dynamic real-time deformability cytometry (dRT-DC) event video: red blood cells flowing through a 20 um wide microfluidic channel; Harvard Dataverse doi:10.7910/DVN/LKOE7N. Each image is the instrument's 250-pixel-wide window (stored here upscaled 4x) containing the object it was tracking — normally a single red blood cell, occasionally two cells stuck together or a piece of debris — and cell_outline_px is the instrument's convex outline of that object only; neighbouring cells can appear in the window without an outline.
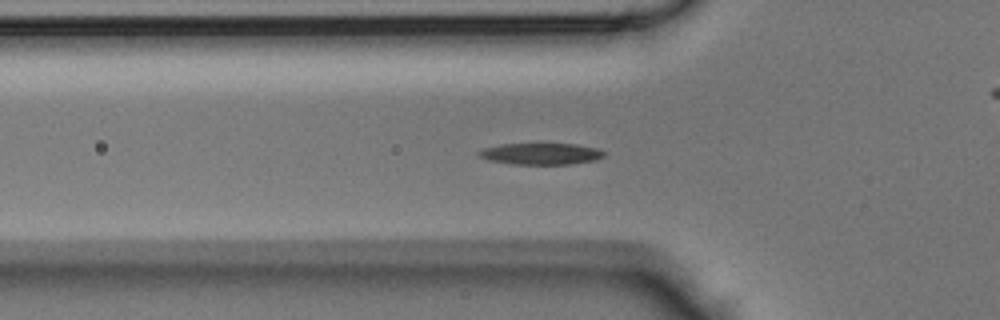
{"species": "Egyptian fruit bat (a non-hibernating species)", "species_latin": "Rousettus aegyptiacus", "temperature_condition": "room temperature", "stored_images_in_passage": 32, "camera_frame_rate_fps": 3000, "um_per_image_px": 0.085, "animal": {"sex": "male"}, "frame": {"image": 1, "passage_image": 2, "time_ms": 0.333, "image_size_px": [1000, 320], "cell_outline_px": [[604, 156], [596, 160], [568, 164], [512, 164], [488, 160], [476, 156], [476, 152], [484, 148], [500, 144], [576, 144], [596, 148], [604, 152]], "centroid_in_image_um": [45.92, 13.07], "position_along_channel_um": 79.9, "area_um2": 15.66}}
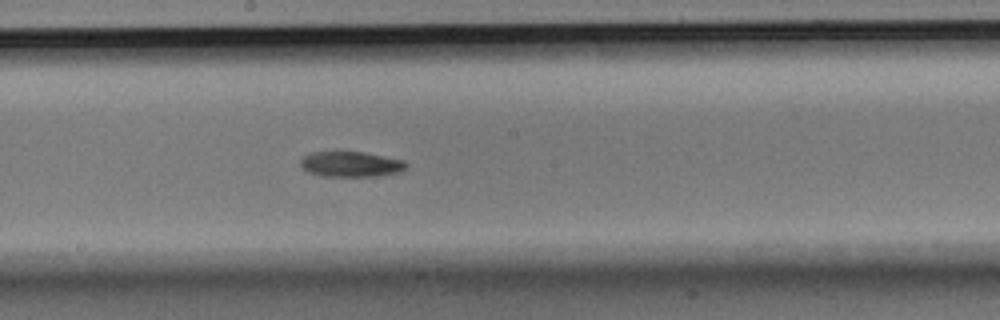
{"frame": {"image": 2, "passage_image": 11, "time_ms": 3.333, "image_size_px": [1000, 320], "cell_outline_px": [[408, 164], [400, 172], [376, 176], [320, 176], [308, 172], [300, 164], [300, 160], [304, 156], [312, 152], [364, 152], [404, 160]], "centroid_in_image_um": [29.82, 13.96], "position_along_channel_um": 218.4, "area_um2": 15.55}}
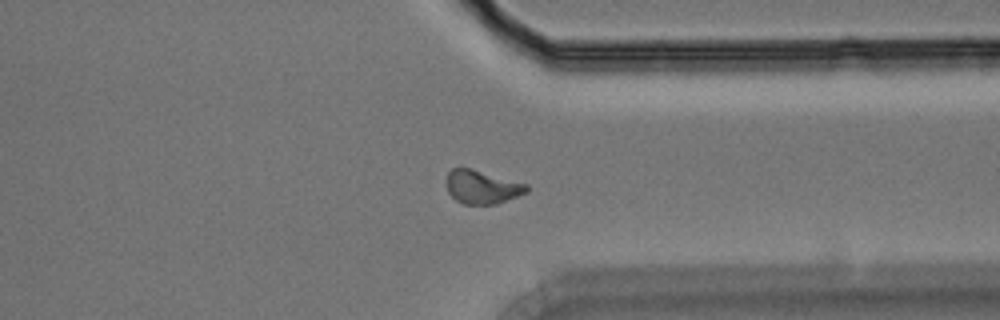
{"frame": {"image": 3, "passage_image": 21, "time_ms": 6.667, "image_size_px": [1000, 320], "cell_outline_px": [[528, 192], [496, 204], [464, 204], [456, 200], [448, 192], [444, 180], [448, 172], [452, 168], [472, 168], [528, 184]], "centroid_in_image_um": [40.95, 15.88], "position_along_channel_um": 370.5, "area_um2": 15.84}}